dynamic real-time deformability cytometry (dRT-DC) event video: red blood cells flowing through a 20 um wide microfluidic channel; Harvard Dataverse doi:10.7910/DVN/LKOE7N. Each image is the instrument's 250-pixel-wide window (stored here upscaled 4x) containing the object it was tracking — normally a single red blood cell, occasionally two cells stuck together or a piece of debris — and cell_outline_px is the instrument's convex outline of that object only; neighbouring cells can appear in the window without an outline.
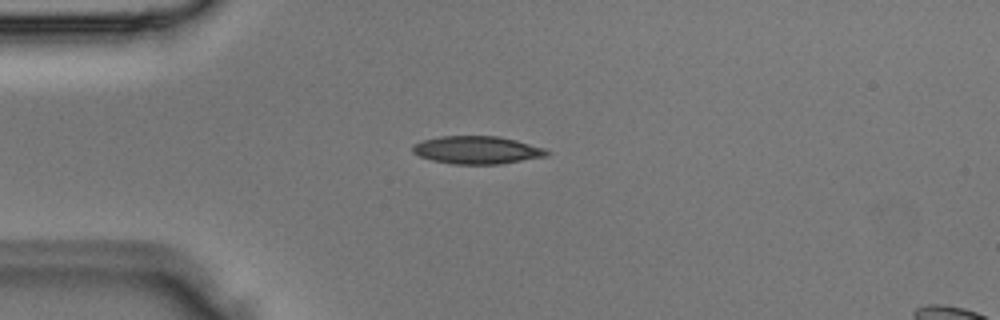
{"species": "Egyptian fruit bat (a non-hibernating species)", "species_latin": "Rousettus aegyptiacus", "temperature_condition": "room temperature", "stored_images_in_passage": 4, "camera_frame_rate_fps": 3000, "um_per_image_px": 0.085, "animal": {"sex": "male"}, "frame": {"image": 1, "passage_image": 3, "time_ms": 0.667, "image_size_px": [1000, 320], "cell_outline_px": [[552, 152], [548, 156], [500, 164], [452, 164], [432, 160], [420, 156], [412, 152], [412, 144], [424, 140], [440, 136], [500, 136], [516, 140], [544, 148]], "centroid_in_image_um": [40.56, 12.75], "position_along_channel_um": 44.4, "area_um2": 21.85}}
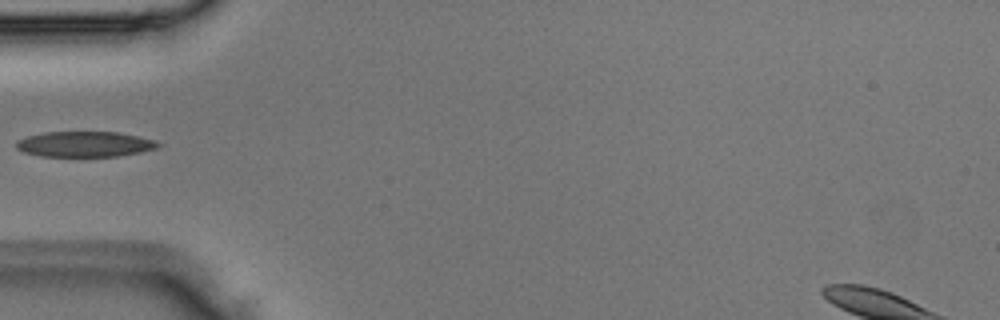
{"frame": {"image": 2, "passage_image": 4, "time_ms": 1.0, "image_size_px": [1000, 320], "cell_outline_px": [[164, 144], [156, 148], [140, 152], [116, 156], [40, 156], [24, 152], [16, 148], [16, 140], [28, 136], [44, 132], [116, 132], [156, 140]], "centroid_in_image_um": [7.2, 12.25], "position_along_channel_um": 77.8, "area_um2": 20.98}}